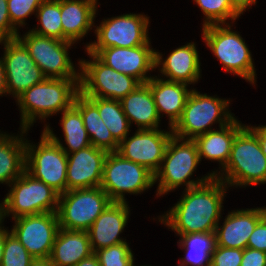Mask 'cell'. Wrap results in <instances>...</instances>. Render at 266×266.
Listing matches in <instances>:
<instances>
[{
    "label": "cell",
    "instance_id": "7a4b0ae2",
    "mask_svg": "<svg viewBox=\"0 0 266 266\" xmlns=\"http://www.w3.org/2000/svg\"><path fill=\"white\" fill-rule=\"evenodd\" d=\"M80 79L46 78L20 94L15 102L20 112V128L30 130L36 120L62 113L79 93Z\"/></svg>",
    "mask_w": 266,
    "mask_h": 266
},
{
    "label": "cell",
    "instance_id": "484cf974",
    "mask_svg": "<svg viewBox=\"0 0 266 266\" xmlns=\"http://www.w3.org/2000/svg\"><path fill=\"white\" fill-rule=\"evenodd\" d=\"M93 253L87 231L59 228L49 259L55 266H75Z\"/></svg>",
    "mask_w": 266,
    "mask_h": 266
},
{
    "label": "cell",
    "instance_id": "30bf717a",
    "mask_svg": "<svg viewBox=\"0 0 266 266\" xmlns=\"http://www.w3.org/2000/svg\"><path fill=\"white\" fill-rule=\"evenodd\" d=\"M154 174L145 166L108 152L100 187L112 202H127L125 195H139L154 186Z\"/></svg>",
    "mask_w": 266,
    "mask_h": 266
},
{
    "label": "cell",
    "instance_id": "d6a6232c",
    "mask_svg": "<svg viewBox=\"0 0 266 266\" xmlns=\"http://www.w3.org/2000/svg\"><path fill=\"white\" fill-rule=\"evenodd\" d=\"M35 17L39 24L30 31L63 41L61 23V0H44L36 11Z\"/></svg>",
    "mask_w": 266,
    "mask_h": 266
},
{
    "label": "cell",
    "instance_id": "836d02e7",
    "mask_svg": "<svg viewBox=\"0 0 266 266\" xmlns=\"http://www.w3.org/2000/svg\"><path fill=\"white\" fill-rule=\"evenodd\" d=\"M100 266H134L135 257L128 242L112 245L94 252Z\"/></svg>",
    "mask_w": 266,
    "mask_h": 266
},
{
    "label": "cell",
    "instance_id": "7bdbcfd3",
    "mask_svg": "<svg viewBox=\"0 0 266 266\" xmlns=\"http://www.w3.org/2000/svg\"><path fill=\"white\" fill-rule=\"evenodd\" d=\"M3 224V221L0 220V266L3 257V249L6 241V236L11 232L8 227L5 228Z\"/></svg>",
    "mask_w": 266,
    "mask_h": 266
},
{
    "label": "cell",
    "instance_id": "2e32d148",
    "mask_svg": "<svg viewBox=\"0 0 266 266\" xmlns=\"http://www.w3.org/2000/svg\"><path fill=\"white\" fill-rule=\"evenodd\" d=\"M168 130L136 129L133 134L127 135L117 150L123 158L145 166L155 174L161 167L165 152L173 135L172 128Z\"/></svg>",
    "mask_w": 266,
    "mask_h": 266
},
{
    "label": "cell",
    "instance_id": "d590c367",
    "mask_svg": "<svg viewBox=\"0 0 266 266\" xmlns=\"http://www.w3.org/2000/svg\"><path fill=\"white\" fill-rule=\"evenodd\" d=\"M44 0H7L11 24L20 32V27L27 25L26 19L36 14Z\"/></svg>",
    "mask_w": 266,
    "mask_h": 266
},
{
    "label": "cell",
    "instance_id": "9a60e30c",
    "mask_svg": "<svg viewBox=\"0 0 266 266\" xmlns=\"http://www.w3.org/2000/svg\"><path fill=\"white\" fill-rule=\"evenodd\" d=\"M10 231L34 259L50 257L59 230L57 212L18 217Z\"/></svg>",
    "mask_w": 266,
    "mask_h": 266
},
{
    "label": "cell",
    "instance_id": "e575fe53",
    "mask_svg": "<svg viewBox=\"0 0 266 266\" xmlns=\"http://www.w3.org/2000/svg\"><path fill=\"white\" fill-rule=\"evenodd\" d=\"M34 260L17 237L10 232L6 236L1 266H30Z\"/></svg>",
    "mask_w": 266,
    "mask_h": 266
},
{
    "label": "cell",
    "instance_id": "5bb4252c",
    "mask_svg": "<svg viewBox=\"0 0 266 266\" xmlns=\"http://www.w3.org/2000/svg\"><path fill=\"white\" fill-rule=\"evenodd\" d=\"M0 45L4 46L1 57L4 63L9 97L11 95L13 99H16L25 90L47 78L17 38L0 40Z\"/></svg>",
    "mask_w": 266,
    "mask_h": 266
},
{
    "label": "cell",
    "instance_id": "d4e9b609",
    "mask_svg": "<svg viewBox=\"0 0 266 266\" xmlns=\"http://www.w3.org/2000/svg\"><path fill=\"white\" fill-rule=\"evenodd\" d=\"M122 110L130 126L137 129H158L161 118L158 115L153 95L147 83L139 84L131 93L120 100Z\"/></svg>",
    "mask_w": 266,
    "mask_h": 266
},
{
    "label": "cell",
    "instance_id": "e0dca14e",
    "mask_svg": "<svg viewBox=\"0 0 266 266\" xmlns=\"http://www.w3.org/2000/svg\"><path fill=\"white\" fill-rule=\"evenodd\" d=\"M94 54L106 66L119 73L134 77L140 84L146 83L154 75L155 48L151 41L137 47H109L103 49H86Z\"/></svg>",
    "mask_w": 266,
    "mask_h": 266
},
{
    "label": "cell",
    "instance_id": "603a6c76",
    "mask_svg": "<svg viewBox=\"0 0 266 266\" xmlns=\"http://www.w3.org/2000/svg\"><path fill=\"white\" fill-rule=\"evenodd\" d=\"M146 83L153 95L159 117H164L165 114L168 127L173 128L182 116L192 88L186 83L168 81L155 75Z\"/></svg>",
    "mask_w": 266,
    "mask_h": 266
},
{
    "label": "cell",
    "instance_id": "44dd1931",
    "mask_svg": "<svg viewBox=\"0 0 266 266\" xmlns=\"http://www.w3.org/2000/svg\"><path fill=\"white\" fill-rule=\"evenodd\" d=\"M130 207L127 202H111L87 230L93 252L127 242L120 237L128 225Z\"/></svg>",
    "mask_w": 266,
    "mask_h": 266
},
{
    "label": "cell",
    "instance_id": "ab89813d",
    "mask_svg": "<svg viewBox=\"0 0 266 266\" xmlns=\"http://www.w3.org/2000/svg\"><path fill=\"white\" fill-rule=\"evenodd\" d=\"M241 266H266V252L245 248L243 250Z\"/></svg>",
    "mask_w": 266,
    "mask_h": 266
},
{
    "label": "cell",
    "instance_id": "1f68e13d",
    "mask_svg": "<svg viewBox=\"0 0 266 266\" xmlns=\"http://www.w3.org/2000/svg\"><path fill=\"white\" fill-rule=\"evenodd\" d=\"M204 15L202 27L236 22L245 13L234 0H193Z\"/></svg>",
    "mask_w": 266,
    "mask_h": 266
},
{
    "label": "cell",
    "instance_id": "ba28073f",
    "mask_svg": "<svg viewBox=\"0 0 266 266\" xmlns=\"http://www.w3.org/2000/svg\"><path fill=\"white\" fill-rule=\"evenodd\" d=\"M27 133H29L28 130H26L25 143V171L59 194L65 193L67 191V154L43 130L36 144L28 140Z\"/></svg>",
    "mask_w": 266,
    "mask_h": 266
},
{
    "label": "cell",
    "instance_id": "7c38bea8",
    "mask_svg": "<svg viewBox=\"0 0 266 266\" xmlns=\"http://www.w3.org/2000/svg\"><path fill=\"white\" fill-rule=\"evenodd\" d=\"M111 202L101 187L66 191L59 195V227L87 231Z\"/></svg>",
    "mask_w": 266,
    "mask_h": 266
},
{
    "label": "cell",
    "instance_id": "4fadbf2b",
    "mask_svg": "<svg viewBox=\"0 0 266 266\" xmlns=\"http://www.w3.org/2000/svg\"><path fill=\"white\" fill-rule=\"evenodd\" d=\"M149 18L148 14L143 13H126L103 18L99 25L94 26L96 40L87 42L84 50L144 45L151 40L148 33L151 23Z\"/></svg>",
    "mask_w": 266,
    "mask_h": 266
},
{
    "label": "cell",
    "instance_id": "f546056e",
    "mask_svg": "<svg viewBox=\"0 0 266 266\" xmlns=\"http://www.w3.org/2000/svg\"><path fill=\"white\" fill-rule=\"evenodd\" d=\"M178 247L185 256L178 266H211L212 253L216 247L215 232H195L179 235Z\"/></svg>",
    "mask_w": 266,
    "mask_h": 266
},
{
    "label": "cell",
    "instance_id": "83f0119b",
    "mask_svg": "<svg viewBox=\"0 0 266 266\" xmlns=\"http://www.w3.org/2000/svg\"><path fill=\"white\" fill-rule=\"evenodd\" d=\"M60 125L65 144L57 137L49 123H45L43 131L66 153L70 154L91 145L90 138L84 126L79 109L72 104L68 109L60 113ZM64 144V145H63ZM65 145L67 147H65Z\"/></svg>",
    "mask_w": 266,
    "mask_h": 266
},
{
    "label": "cell",
    "instance_id": "4316f807",
    "mask_svg": "<svg viewBox=\"0 0 266 266\" xmlns=\"http://www.w3.org/2000/svg\"><path fill=\"white\" fill-rule=\"evenodd\" d=\"M19 133V134H18ZM17 135L0 130V184L9 186L25 171L26 130Z\"/></svg>",
    "mask_w": 266,
    "mask_h": 266
},
{
    "label": "cell",
    "instance_id": "f1b7e54d",
    "mask_svg": "<svg viewBox=\"0 0 266 266\" xmlns=\"http://www.w3.org/2000/svg\"><path fill=\"white\" fill-rule=\"evenodd\" d=\"M73 104L81 113L91 145L107 152H117L119 143L103 122L98 108L80 92L75 96Z\"/></svg>",
    "mask_w": 266,
    "mask_h": 266
},
{
    "label": "cell",
    "instance_id": "277c9868",
    "mask_svg": "<svg viewBox=\"0 0 266 266\" xmlns=\"http://www.w3.org/2000/svg\"><path fill=\"white\" fill-rule=\"evenodd\" d=\"M215 177L229 188L266 184V155L247 126L236 135L228 162Z\"/></svg>",
    "mask_w": 266,
    "mask_h": 266
},
{
    "label": "cell",
    "instance_id": "8992f818",
    "mask_svg": "<svg viewBox=\"0 0 266 266\" xmlns=\"http://www.w3.org/2000/svg\"><path fill=\"white\" fill-rule=\"evenodd\" d=\"M230 98H219L207 93H200L192 87L183 113L179 121L172 128L173 135L182 139L194 140L196 137L215 129L212 126L219 124L218 127L231 123L235 114L229 110Z\"/></svg>",
    "mask_w": 266,
    "mask_h": 266
},
{
    "label": "cell",
    "instance_id": "f6af8a7d",
    "mask_svg": "<svg viewBox=\"0 0 266 266\" xmlns=\"http://www.w3.org/2000/svg\"><path fill=\"white\" fill-rule=\"evenodd\" d=\"M235 3L244 11H250L251 6L257 4V0H234Z\"/></svg>",
    "mask_w": 266,
    "mask_h": 266
},
{
    "label": "cell",
    "instance_id": "bcb514c9",
    "mask_svg": "<svg viewBox=\"0 0 266 266\" xmlns=\"http://www.w3.org/2000/svg\"><path fill=\"white\" fill-rule=\"evenodd\" d=\"M30 266H55L49 258L35 259Z\"/></svg>",
    "mask_w": 266,
    "mask_h": 266
},
{
    "label": "cell",
    "instance_id": "60d3db41",
    "mask_svg": "<svg viewBox=\"0 0 266 266\" xmlns=\"http://www.w3.org/2000/svg\"><path fill=\"white\" fill-rule=\"evenodd\" d=\"M246 126L257 136L261 148H262V152L266 155V125H258L256 126H251L247 125Z\"/></svg>",
    "mask_w": 266,
    "mask_h": 266
},
{
    "label": "cell",
    "instance_id": "ffe728a7",
    "mask_svg": "<svg viewBox=\"0 0 266 266\" xmlns=\"http://www.w3.org/2000/svg\"><path fill=\"white\" fill-rule=\"evenodd\" d=\"M265 215V205L228 211L222 225L219 222L216 226V246L244 250L255 226Z\"/></svg>",
    "mask_w": 266,
    "mask_h": 266
},
{
    "label": "cell",
    "instance_id": "74e56055",
    "mask_svg": "<svg viewBox=\"0 0 266 266\" xmlns=\"http://www.w3.org/2000/svg\"><path fill=\"white\" fill-rule=\"evenodd\" d=\"M18 33L10 21L7 0H0V40L15 39Z\"/></svg>",
    "mask_w": 266,
    "mask_h": 266
},
{
    "label": "cell",
    "instance_id": "7402d4cb",
    "mask_svg": "<svg viewBox=\"0 0 266 266\" xmlns=\"http://www.w3.org/2000/svg\"><path fill=\"white\" fill-rule=\"evenodd\" d=\"M246 126L237 117L229 124L210 130L194 139L200 162L203 158L211 162H218L219 171L216 169L210 174L215 177L227 164L233 141L236 135Z\"/></svg>",
    "mask_w": 266,
    "mask_h": 266
},
{
    "label": "cell",
    "instance_id": "52a82bcc",
    "mask_svg": "<svg viewBox=\"0 0 266 266\" xmlns=\"http://www.w3.org/2000/svg\"><path fill=\"white\" fill-rule=\"evenodd\" d=\"M8 187V193L0 201V220L3 222L6 217L13 221L22 216L57 212L60 194L26 171Z\"/></svg>",
    "mask_w": 266,
    "mask_h": 266
},
{
    "label": "cell",
    "instance_id": "d6986e66",
    "mask_svg": "<svg viewBox=\"0 0 266 266\" xmlns=\"http://www.w3.org/2000/svg\"><path fill=\"white\" fill-rule=\"evenodd\" d=\"M107 154L93 145L67 154V191L100 187Z\"/></svg>",
    "mask_w": 266,
    "mask_h": 266
},
{
    "label": "cell",
    "instance_id": "3957f363",
    "mask_svg": "<svg viewBox=\"0 0 266 266\" xmlns=\"http://www.w3.org/2000/svg\"><path fill=\"white\" fill-rule=\"evenodd\" d=\"M200 163L195 141L172 135L161 167L154 174V184L158 183L156 198L163 197L179 187L187 190L208 182L213 177L210 172L205 176L196 177V180L192 179Z\"/></svg>",
    "mask_w": 266,
    "mask_h": 266
},
{
    "label": "cell",
    "instance_id": "b9f144b4",
    "mask_svg": "<svg viewBox=\"0 0 266 266\" xmlns=\"http://www.w3.org/2000/svg\"><path fill=\"white\" fill-rule=\"evenodd\" d=\"M6 74L2 57L0 58V97L7 96Z\"/></svg>",
    "mask_w": 266,
    "mask_h": 266
},
{
    "label": "cell",
    "instance_id": "8fae6325",
    "mask_svg": "<svg viewBox=\"0 0 266 266\" xmlns=\"http://www.w3.org/2000/svg\"><path fill=\"white\" fill-rule=\"evenodd\" d=\"M85 52L89 59L80 61L79 92L85 97L121 100L140 83L131 76L119 73L102 63L94 54Z\"/></svg>",
    "mask_w": 266,
    "mask_h": 266
},
{
    "label": "cell",
    "instance_id": "9c48e42d",
    "mask_svg": "<svg viewBox=\"0 0 266 266\" xmlns=\"http://www.w3.org/2000/svg\"><path fill=\"white\" fill-rule=\"evenodd\" d=\"M17 39L47 78L80 79V61L78 66L74 65L69 55L72 46L75 47L73 42L38 35L30 30L22 35L19 32Z\"/></svg>",
    "mask_w": 266,
    "mask_h": 266
},
{
    "label": "cell",
    "instance_id": "8d00e7d4",
    "mask_svg": "<svg viewBox=\"0 0 266 266\" xmlns=\"http://www.w3.org/2000/svg\"><path fill=\"white\" fill-rule=\"evenodd\" d=\"M243 250L216 246L211 257V266H241Z\"/></svg>",
    "mask_w": 266,
    "mask_h": 266
},
{
    "label": "cell",
    "instance_id": "5b68a950",
    "mask_svg": "<svg viewBox=\"0 0 266 266\" xmlns=\"http://www.w3.org/2000/svg\"><path fill=\"white\" fill-rule=\"evenodd\" d=\"M232 23L214 24L202 28V40L214 57L228 73L243 78L251 86L257 85V74L252 53L245 39L238 31L232 30Z\"/></svg>",
    "mask_w": 266,
    "mask_h": 266
},
{
    "label": "cell",
    "instance_id": "6da1fadb",
    "mask_svg": "<svg viewBox=\"0 0 266 266\" xmlns=\"http://www.w3.org/2000/svg\"><path fill=\"white\" fill-rule=\"evenodd\" d=\"M229 187L216 177L182 191L181 198L164 214L157 216L160 224L176 236L195 232H215L222 221L224 199Z\"/></svg>",
    "mask_w": 266,
    "mask_h": 266
},
{
    "label": "cell",
    "instance_id": "f35d334b",
    "mask_svg": "<svg viewBox=\"0 0 266 266\" xmlns=\"http://www.w3.org/2000/svg\"><path fill=\"white\" fill-rule=\"evenodd\" d=\"M247 248L266 252V215L255 226L248 239Z\"/></svg>",
    "mask_w": 266,
    "mask_h": 266
},
{
    "label": "cell",
    "instance_id": "4dcf8cb0",
    "mask_svg": "<svg viewBox=\"0 0 266 266\" xmlns=\"http://www.w3.org/2000/svg\"><path fill=\"white\" fill-rule=\"evenodd\" d=\"M87 98L98 108L100 117L118 143L130 135L132 127L122 110L120 100L100 97Z\"/></svg>",
    "mask_w": 266,
    "mask_h": 266
},
{
    "label": "cell",
    "instance_id": "cb8c5ba5",
    "mask_svg": "<svg viewBox=\"0 0 266 266\" xmlns=\"http://www.w3.org/2000/svg\"><path fill=\"white\" fill-rule=\"evenodd\" d=\"M99 0H61L63 41L78 43L94 30Z\"/></svg>",
    "mask_w": 266,
    "mask_h": 266
},
{
    "label": "cell",
    "instance_id": "ee69618b",
    "mask_svg": "<svg viewBox=\"0 0 266 266\" xmlns=\"http://www.w3.org/2000/svg\"><path fill=\"white\" fill-rule=\"evenodd\" d=\"M75 266H100L98 257L93 253L92 255L83 258L77 265Z\"/></svg>",
    "mask_w": 266,
    "mask_h": 266
},
{
    "label": "cell",
    "instance_id": "ac0fdd59",
    "mask_svg": "<svg viewBox=\"0 0 266 266\" xmlns=\"http://www.w3.org/2000/svg\"><path fill=\"white\" fill-rule=\"evenodd\" d=\"M196 42H187L172 50L167 57L155 50V69L158 77L168 81L195 85L202 77L200 55Z\"/></svg>",
    "mask_w": 266,
    "mask_h": 266
}]
</instances>
